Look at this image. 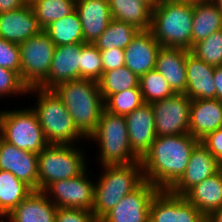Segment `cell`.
<instances>
[{
	"instance_id": "cell-1",
	"label": "cell",
	"mask_w": 222,
	"mask_h": 222,
	"mask_svg": "<svg viewBox=\"0 0 222 222\" xmlns=\"http://www.w3.org/2000/svg\"><path fill=\"white\" fill-rule=\"evenodd\" d=\"M198 142L190 133L156 136L140 159L144 180L159 190H169L183 175Z\"/></svg>"
},
{
	"instance_id": "cell-2",
	"label": "cell",
	"mask_w": 222,
	"mask_h": 222,
	"mask_svg": "<svg viewBox=\"0 0 222 222\" xmlns=\"http://www.w3.org/2000/svg\"><path fill=\"white\" fill-rule=\"evenodd\" d=\"M52 90L63 101L75 126L87 139L96 130L105 109L98 82L81 78L57 84Z\"/></svg>"
},
{
	"instance_id": "cell-3",
	"label": "cell",
	"mask_w": 222,
	"mask_h": 222,
	"mask_svg": "<svg viewBox=\"0 0 222 222\" xmlns=\"http://www.w3.org/2000/svg\"><path fill=\"white\" fill-rule=\"evenodd\" d=\"M193 4L178 0H162L152 9L150 31L161 47L191 50Z\"/></svg>"
},
{
	"instance_id": "cell-4",
	"label": "cell",
	"mask_w": 222,
	"mask_h": 222,
	"mask_svg": "<svg viewBox=\"0 0 222 222\" xmlns=\"http://www.w3.org/2000/svg\"><path fill=\"white\" fill-rule=\"evenodd\" d=\"M103 175L94 188L92 213L100 221L127 194L136 190L145 180L141 162L104 165Z\"/></svg>"
},
{
	"instance_id": "cell-5",
	"label": "cell",
	"mask_w": 222,
	"mask_h": 222,
	"mask_svg": "<svg viewBox=\"0 0 222 222\" xmlns=\"http://www.w3.org/2000/svg\"><path fill=\"white\" fill-rule=\"evenodd\" d=\"M33 92L37 93L38 105L32 110L38 118L48 144L73 145L75 141L84 139L85 136L75 126L63 101L52 89L29 88L28 93Z\"/></svg>"
},
{
	"instance_id": "cell-6",
	"label": "cell",
	"mask_w": 222,
	"mask_h": 222,
	"mask_svg": "<svg viewBox=\"0 0 222 222\" xmlns=\"http://www.w3.org/2000/svg\"><path fill=\"white\" fill-rule=\"evenodd\" d=\"M100 145L101 166L130 164L140 161L132 151L125 116L104 109L96 130L88 137Z\"/></svg>"
},
{
	"instance_id": "cell-7",
	"label": "cell",
	"mask_w": 222,
	"mask_h": 222,
	"mask_svg": "<svg viewBox=\"0 0 222 222\" xmlns=\"http://www.w3.org/2000/svg\"><path fill=\"white\" fill-rule=\"evenodd\" d=\"M73 145L48 144L38 154V190L50 183L81 175L86 169L85 155Z\"/></svg>"
},
{
	"instance_id": "cell-8",
	"label": "cell",
	"mask_w": 222,
	"mask_h": 222,
	"mask_svg": "<svg viewBox=\"0 0 222 222\" xmlns=\"http://www.w3.org/2000/svg\"><path fill=\"white\" fill-rule=\"evenodd\" d=\"M0 137L21 150L37 154L48 145L32 108L0 111Z\"/></svg>"
},
{
	"instance_id": "cell-9",
	"label": "cell",
	"mask_w": 222,
	"mask_h": 222,
	"mask_svg": "<svg viewBox=\"0 0 222 222\" xmlns=\"http://www.w3.org/2000/svg\"><path fill=\"white\" fill-rule=\"evenodd\" d=\"M55 48L44 31L19 44L20 76L29 88L37 87L47 77Z\"/></svg>"
},
{
	"instance_id": "cell-10",
	"label": "cell",
	"mask_w": 222,
	"mask_h": 222,
	"mask_svg": "<svg viewBox=\"0 0 222 222\" xmlns=\"http://www.w3.org/2000/svg\"><path fill=\"white\" fill-rule=\"evenodd\" d=\"M191 102L192 99L185 94H174L169 98L152 102L156 135L188 134Z\"/></svg>"
},
{
	"instance_id": "cell-11",
	"label": "cell",
	"mask_w": 222,
	"mask_h": 222,
	"mask_svg": "<svg viewBox=\"0 0 222 222\" xmlns=\"http://www.w3.org/2000/svg\"><path fill=\"white\" fill-rule=\"evenodd\" d=\"M86 171L87 170L76 177L50 183L43 190L44 194L47 195L57 208H74L92 211L95 182L93 181L92 183L91 180H89ZM52 194L54 198H52Z\"/></svg>"
},
{
	"instance_id": "cell-12",
	"label": "cell",
	"mask_w": 222,
	"mask_h": 222,
	"mask_svg": "<svg viewBox=\"0 0 222 222\" xmlns=\"http://www.w3.org/2000/svg\"><path fill=\"white\" fill-rule=\"evenodd\" d=\"M160 190L144 181L136 190L125 195L99 222H149V209Z\"/></svg>"
},
{
	"instance_id": "cell-13",
	"label": "cell",
	"mask_w": 222,
	"mask_h": 222,
	"mask_svg": "<svg viewBox=\"0 0 222 222\" xmlns=\"http://www.w3.org/2000/svg\"><path fill=\"white\" fill-rule=\"evenodd\" d=\"M149 222H206V217L183 196L160 190L151 202Z\"/></svg>"
},
{
	"instance_id": "cell-14",
	"label": "cell",
	"mask_w": 222,
	"mask_h": 222,
	"mask_svg": "<svg viewBox=\"0 0 222 222\" xmlns=\"http://www.w3.org/2000/svg\"><path fill=\"white\" fill-rule=\"evenodd\" d=\"M221 168L222 164L199 141L192 150L183 175L168 191L183 196L194 185L214 175Z\"/></svg>"
},
{
	"instance_id": "cell-15",
	"label": "cell",
	"mask_w": 222,
	"mask_h": 222,
	"mask_svg": "<svg viewBox=\"0 0 222 222\" xmlns=\"http://www.w3.org/2000/svg\"><path fill=\"white\" fill-rule=\"evenodd\" d=\"M84 44L56 46L49 73L37 87L52 89L62 82L80 79V57Z\"/></svg>"
},
{
	"instance_id": "cell-16",
	"label": "cell",
	"mask_w": 222,
	"mask_h": 222,
	"mask_svg": "<svg viewBox=\"0 0 222 222\" xmlns=\"http://www.w3.org/2000/svg\"><path fill=\"white\" fill-rule=\"evenodd\" d=\"M0 170L10 171L33 190H38V154L21 150L1 137Z\"/></svg>"
},
{
	"instance_id": "cell-17",
	"label": "cell",
	"mask_w": 222,
	"mask_h": 222,
	"mask_svg": "<svg viewBox=\"0 0 222 222\" xmlns=\"http://www.w3.org/2000/svg\"><path fill=\"white\" fill-rule=\"evenodd\" d=\"M132 151L141 159L156 138L151 104L143 103L125 116Z\"/></svg>"
},
{
	"instance_id": "cell-18",
	"label": "cell",
	"mask_w": 222,
	"mask_h": 222,
	"mask_svg": "<svg viewBox=\"0 0 222 222\" xmlns=\"http://www.w3.org/2000/svg\"><path fill=\"white\" fill-rule=\"evenodd\" d=\"M42 32L43 28L30 6L0 13V38L20 44Z\"/></svg>"
},
{
	"instance_id": "cell-19",
	"label": "cell",
	"mask_w": 222,
	"mask_h": 222,
	"mask_svg": "<svg viewBox=\"0 0 222 222\" xmlns=\"http://www.w3.org/2000/svg\"><path fill=\"white\" fill-rule=\"evenodd\" d=\"M160 48L150 30L139 31L124 49L125 66L138 77L154 70Z\"/></svg>"
},
{
	"instance_id": "cell-20",
	"label": "cell",
	"mask_w": 222,
	"mask_h": 222,
	"mask_svg": "<svg viewBox=\"0 0 222 222\" xmlns=\"http://www.w3.org/2000/svg\"><path fill=\"white\" fill-rule=\"evenodd\" d=\"M187 50L183 48L161 47L156 58L155 69L166 79L175 94H185Z\"/></svg>"
},
{
	"instance_id": "cell-21",
	"label": "cell",
	"mask_w": 222,
	"mask_h": 222,
	"mask_svg": "<svg viewBox=\"0 0 222 222\" xmlns=\"http://www.w3.org/2000/svg\"><path fill=\"white\" fill-rule=\"evenodd\" d=\"M75 10L82 24L84 43H94L112 19L108 0H76Z\"/></svg>"
},
{
	"instance_id": "cell-22",
	"label": "cell",
	"mask_w": 222,
	"mask_h": 222,
	"mask_svg": "<svg viewBox=\"0 0 222 222\" xmlns=\"http://www.w3.org/2000/svg\"><path fill=\"white\" fill-rule=\"evenodd\" d=\"M215 66L205 63L187 50L185 95L194 99H216V86L213 79Z\"/></svg>"
},
{
	"instance_id": "cell-23",
	"label": "cell",
	"mask_w": 222,
	"mask_h": 222,
	"mask_svg": "<svg viewBox=\"0 0 222 222\" xmlns=\"http://www.w3.org/2000/svg\"><path fill=\"white\" fill-rule=\"evenodd\" d=\"M222 127V101L194 99L190 105L189 133L199 141Z\"/></svg>"
},
{
	"instance_id": "cell-24",
	"label": "cell",
	"mask_w": 222,
	"mask_h": 222,
	"mask_svg": "<svg viewBox=\"0 0 222 222\" xmlns=\"http://www.w3.org/2000/svg\"><path fill=\"white\" fill-rule=\"evenodd\" d=\"M57 206L44 194L34 190L5 218L9 222H55Z\"/></svg>"
},
{
	"instance_id": "cell-25",
	"label": "cell",
	"mask_w": 222,
	"mask_h": 222,
	"mask_svg": "<svg viewBox=\"0 0 222 222\" xmlns=\"http://www.w3.org/2000/svg\"><path fill=\"white\" fill-rule=\"evenodd\" d=\"M183 197L206 218L222 206V168L190 188Z\"/></svg>"
},
{
	"instance_id": "cell-26",
	"label": "cell",
	"mask_w": 222,
	"mask_h": 222,
	"mask_svg": "<svg viewBox=\"0 0 222 222\" xmlns=\"http://www.w3.org/2000/svg\"><path fill=\"white\" fill-rule=\"evenodd\" d=\"M108 5L112 18L140 31L150 29L152 8L141 0H108Z\"/></svg>"
},
{
	"instance_id": "cell-27",
	"label": "cell",
	"mask_w": 222,
	"mask_h": 222,
	"mask_svg": "<svg viewBox=\"0 0 222 222\" xmlns=\"http://www.w3.org/2000/svg\"><path fill=\"white\" fill-rule=\"evenodd\" d=\"M192 47L222 29V13L213 0L193 4Z\"/></svg>"
},
{
	"instance_id": "cell-28",
	"label": "cell",
	"mask_w": 222,
	"mask_h": 222,
	"mask_svg": "<svg viewBox=\"0 0 222 222\" xmlns=\"http://www.w3.org/2000/svg\"><path fill=\"white\" fill-rule=\"evenodd\" d=\"M34 190L10 171L0 170V216L5 218Z\"/></svg>"
},
{
	"instance_id": "cell-29",
	"label": "cell",
	"mask_w": 222,
	"mask_h": 222,
	"mask_svg": "<svg viewBox=\"0 0 222 222\" xmlns=\"http://www.w3.org/2000/svg\"><path fill=\"white\" fill-rule=\"evenodd\" d=\"M43 31L55 46L84 43L82 24L76 10L59 20L52 21Z\"/></svg>"
},
{
	"instance_id": "cell-30",
	"label": "cell",
	"mask_w": 222,
	"mask_h": 222,
	"mask_svg": "<svg viewBox=\"0 0 222 222\" xmlns=\"http://www.w3.org/2000/svg\"><path fill=\"white\" fill-rule=\"evenodd\" d=\"M134 26L112 18L106 30L93 43L99 50L125 49L139 32Z\"/></svg>"
},
{
	"instance_id": "cell-31",
	"label": "cell",
	"mask_w": 222,
	"mask_h": 222,
	"mask_svg": "<svg viewBox=\"0 0 222 222\" xmlns=\"http://www.w3.org/2000/svg\"><path fill=\"white\" fill-rule=\"evenodd\" d=\"M97 82L105 101L112 94L131 88H139V77L125 65L114 70L105 71Z\"/></svg>"
},
{
	"instance_id": "cell-32",
	"label": "cell",
	"mask_w": 222,
	"mask_h": 222,
	"mask_svg": "<svg viewBox=\"0 0 222 222\" xmlns=\"http://www.w3.org/2000/svg\"><path fill=\"white\" fill-rule=\"evenodd\" d=\"M76 0H38L33 11L44 29L52 21L59 20L75 10Z\"/></svg>"
},
{
	"instance_id": "cell-33",
	"label": "cell",
	"mask_w": 222,
	"mask_h": 222,
	"mask_svg": "<svg viewBox=\"0 0 222 222\" xmlns=\"http://www.w3.org/2000/svg\"><path fill=\"white\" fill-rule=\"evenodd\" d=\"M139 88L144 103L149 104L175 94L166 79L156 69L139 77Z\"/></svg>"
},
{
	"instance_id": "cell-34",
	"label": "cell",
	"mask_w": 222,
	"mask_h": 222,
	"mask_svg": "<svg viewBox=\"0 0 222 222\" xmlns=\"http://www.w3.org/2000/svg\"><path fill=\"white\" fill-rule=\"evenodd\" d=\"M190 52L212 66H222V29L193 45Z\"/></svg>"
},
{
	"instance_id": "cell-35",
	"label": "cell",
	"mask_w": 222,
	"mask_h": 222,
	"mask_svg": "<svg viewBox=\"0 0 222 222\" xmlns=\"http://www.w3.org/2000/svg\"><path fill=\"white\" fill-rule=\"evenodd\" d=\"M143 103L140 88H131L112 94L105 101V109L111 113L126 116Z\"/></svg>"
},
{
	"instance_id": "cell-36",
	"label": "cell",
	"mask_w": 222,
	"mask_h": 222,
	"mask_svg": "<svg viewBox=\"0 0 222 222\" xmlns=\"http://www.w3.org/2000/svg\"><path fill=\"white\" fill-rule=\"evenodd\" d=\"M103 74L100 50L93 43H85L82 46L80 57V79L98 81Z\"/></svg>"
},
{
	"instance_id": "cell-37",
	"label": "cell",
	"mask_w": 222,
	"mask_h": 222,
	"mask_svg": "<svg viewBox=\"0 0 222 222\" xmlns=\"http://www.w3.org/2000/svg\"><path fill=\"white\" fill-rule=\"evenodd\" d=\"M29 87L21 76L10 69L0 67V96L28 93Z\"/></svg>"
},
{
	"instance_id": "cell-38",
	"label": "cell",
	"mask_w": 222,
	"mask_h": 222,
	"mask_svg": "<svg viewBox=\"0 0 222 222\" xmlns=\"http://www.w3.org/2000/svg\"><path fill=\"white\" fill-rule=\"evenodd\" d=\"M20 66L19 44L0 38V67L10 69L20 75Z\"/></svg>"
},
{
	"instance_id": "cell-39",
	"label": "cell",
	"mask_w": 222,
	"mask_h": 222,
	"mask_svg": "<svg viewBox=\"0 0 222 222\" xmlns=\"http://www.w3.org/2000/svg\"><path fill=\"white\" fill-rule=\"evenodd\" d=\"M55 222H99L92 211L74 208H57Z\"/></svg>"
},
{
	"instance_id": "cell-40",
	"label": "cell",
	"mask_w": 222,
	"mask_h": 222,
	"mask_svg": "<svg viewBox=\"0 0 222 222\" xmlns=\"http://www.w3.org/2000/svg\"><path fill=\"white\" fill-rule=\"evenodd\" d=\"M100 55L102 59L103 73L125 65L124 49L113 48L100 50Z\"/></svg>"
},
{
	"instance_id": "cell-41",
	"label": "cell",
	"mask_w": 222,
	"mask_h": 222,
	"mask_svg": "<svg viewBox=\"0 0 222 222\" xmlns=\"http://www.w3.org/2000/svg\"><path fill=\"white\" fill-rule=\"evenodd\" d=\"M200 142L222 164V127L208 133Z\"/></svg>"
},
{
	"instance_id": "cell-42",
	"label": "cell",
	"mask_w": 222,
	"mask_h": 222,
	"mask_svg": "<svg viewBox=\"0 0 222 222\" xmlns=\"http://www.w3.org/2000/svg\"><path fill=\"white\" fill-rule=\"evenodd\" d=\"M23 6L21 0H0V13L14 11Z\"/></svg>"
},
{
	"instance_id": "cell-43",
	"label": "cell",
	"mask_w": 222,
	"mask_h": 222,
	"mask_svg": "<svg viewBox=\"0 0 222 222\" xmlns=\"http://www.w3.org/2000/svg\"><path fill=\"white\" fill-rule=\"evenodd\" d=\"M213 79L216 86V99L222 101V66H215Z\"/></svg>"
},
{
	"instance_id": "cell-44",
	"label": "cell",
	"mask_w": 222,
	"mask_h": 222,
	"mask_svg": "<svg viewBox=\"0 0 222 222\" xmlns=\"http://www.w3.org/2000/svg\"><path fill=\"white\" fill-rule=\"evenodd\" d=\"M206 222H222V206L207 217Z\"/></svg>"
},
{
	"instance_id": "cell-45",
	"label": "cell",
	"mask_w": 222,
	"mask_h": 222,
	"mask_svg": "<svg viewBox=\"0 0 222 222\" xmlns=\"http://www.w3.org/2000/svg\"><path fill=\"white\" fill-rule=\"evenodd\" d=\"M141 1L149 5L152 9L157 7L162 2V0H141Z\"/></svg>"
},
{
	"instance_id": "cell-46",
	"label": "cell",
	"mask_w": 222,
	"mask_h": 222,
	"mask_svg": "<svg viewBox=\"0 0 222 222\" xmlns=\"http://www.w3.org/2000/svg\"><path fill=\"white\" fill-rule=\"evenodd\" d=\"M23 2L24 6H30L33 7V5L38 1V0H21Z\"/></svg>"
},
{
	"instance_id": "cell-47",
	"label": "cell",
	"mask_w": 222,
	"mask_h": 222,
	"mask_svg": "<svg viewBox=\"0 0 222 222\" xmlns=\"http://www.w3.org/2000/svg\"><path fill=\"white\" fill-rule=\"evenodd\" d=\"M178 1L194 4V3L205 2V1H209V0H178Z\"/></svg>"
},
{
	"instance_id": "cell-48",
	"label": "cell",
	"mask_w": 222,
	"mask_h": 222,
	"mask_svg": "<svg viewBox=\"0 0 222 222\" xmlns=\"http://www.w3.org/2000/svg\"><path fill=\"white\" fill-rule=\"evenodd\" d=\"M222 13V0H213Z\"/></svg>"
}]
</instances>
